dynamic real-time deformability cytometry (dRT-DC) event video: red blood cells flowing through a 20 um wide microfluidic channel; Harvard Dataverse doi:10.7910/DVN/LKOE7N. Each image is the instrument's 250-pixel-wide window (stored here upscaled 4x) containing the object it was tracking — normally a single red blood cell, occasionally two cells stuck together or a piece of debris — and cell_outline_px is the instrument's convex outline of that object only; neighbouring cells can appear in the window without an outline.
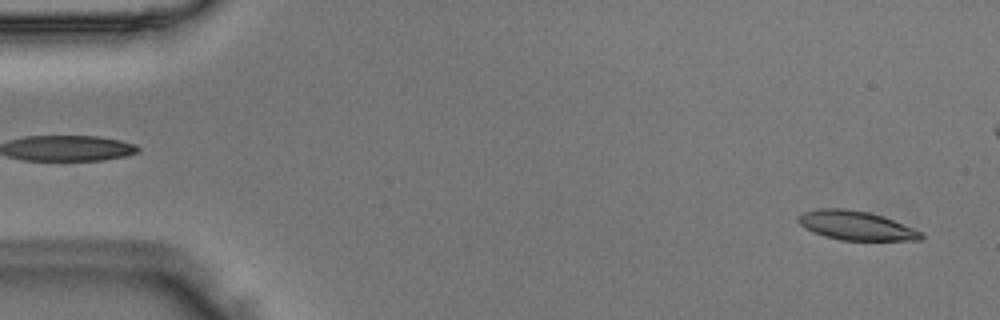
{"species": "Egyptian fruit bat (a non-hibernating species)", "species_latin": "Rousettus aegyptiacus", "temperature_condition": "room temperature", "stored_images_in_passage": 53, "camera_frame_rate_fps": 3000, "um_per_image_px": 0.085, "animal": {"sex": "male"}, "frame": {"image": 1, "passage_image": 3, "time_ms": 0.667, "image_size_px": [1000, 320], "cell_outline_px": [[924, 236], [920, 240], [840, 240], [824, 236], [812, 232], [804, 228], [796, 220], [796, 216], [804, 212], [820, 208], [844, 208], [868, 212], [884, 216], [912, 228], [920, 232]], "centroid_in_image_um": [72.7, 19.16], "position_along_channel_um": 12.3, "area_um2": 20.81}}
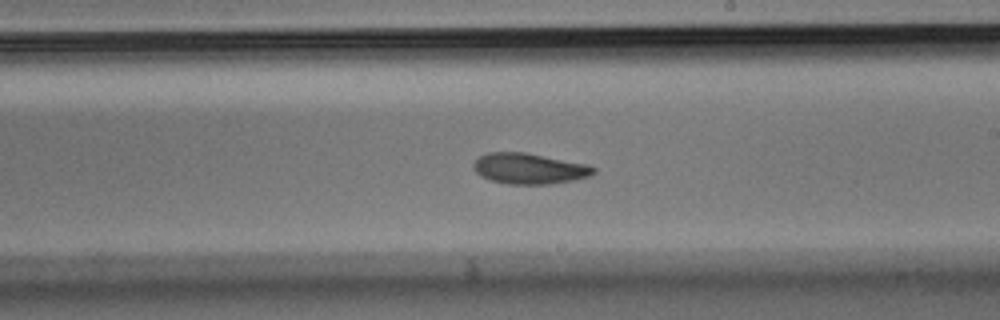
{"frame": {"image": 2, "passage_image": 30, "time_ms": 9.667, "image_size_px": [1000, 320], "cell_outline_px": [[596, 172], [588, 176], [572, 180], [548, 184], [508, 184], [492, 180], [480, 176], [476, 172], [472, 164], [480, 156], [488, 152], [524, 152], [588, 164], [596, 168]], "centroid_in_image_um": [44.98, 14.32], "position_along_channel_um": 244.0, "area_um2": 21.39}}
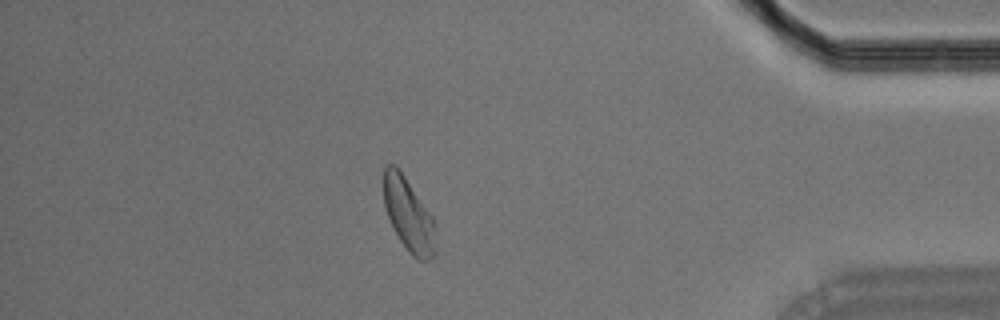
{"frame": {"image": 3, "passage_image": 45, "time_ms": 14.667, "image_size_px": [1000, 320], "cell_outline_px": [[432, 260], [420, 260], [412, 256], [400, 240], [388, 216], [384, 204], [384, 168], [388, 164], [396, 164], [432, 216]], "centroid_in_image_um": [34.66, 18.19], "position_along_channel_um": 400.5, "area_um2": 21.1}}